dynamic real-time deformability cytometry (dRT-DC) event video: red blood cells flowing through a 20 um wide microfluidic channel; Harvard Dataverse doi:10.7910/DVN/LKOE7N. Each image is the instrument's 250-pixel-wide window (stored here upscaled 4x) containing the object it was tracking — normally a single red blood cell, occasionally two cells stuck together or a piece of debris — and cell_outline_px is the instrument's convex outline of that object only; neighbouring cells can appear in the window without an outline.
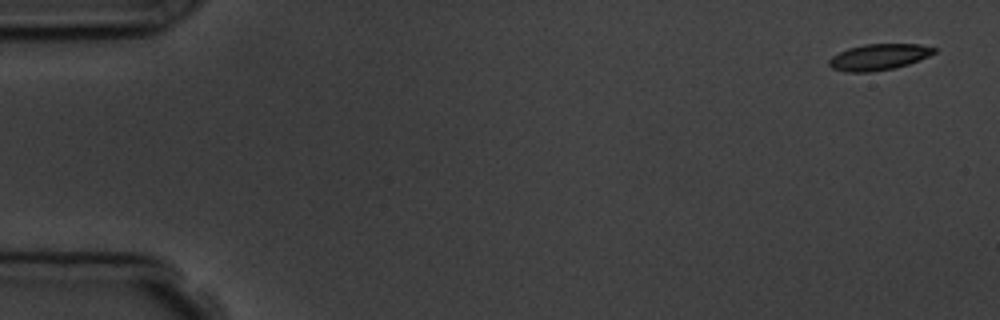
{"species": "common noctule bat (a hibernating species)", "species_latin": "Nyctalus noctula", "temperature_condition": "room temperature", "stored_images_in_passage": 5, "camera_frame_rate_fps": 3000, "um_per_image_px": 0.085, "animal": {"sex": "male", "body_mass_g": 19.5, "forearm_length_mm": 54.6}, "frame": {"image": 1, "passage_image": 1, "time_ms": 0.0, "image_size_px": [1000, 320], "cell_outline_px": [[936, 52], [928, 56], [908, 64], [892, 68], [868, 72], [844, 72], [832, 68], [828, 64], [828, 60], [832, 56], [848, 48], [864, 44], [920, 44], [936, 48]], "centroid_in_image_um": [74.67, 4.84], "position_along_channel_um": 10.3, "area_um2": 15.9}}
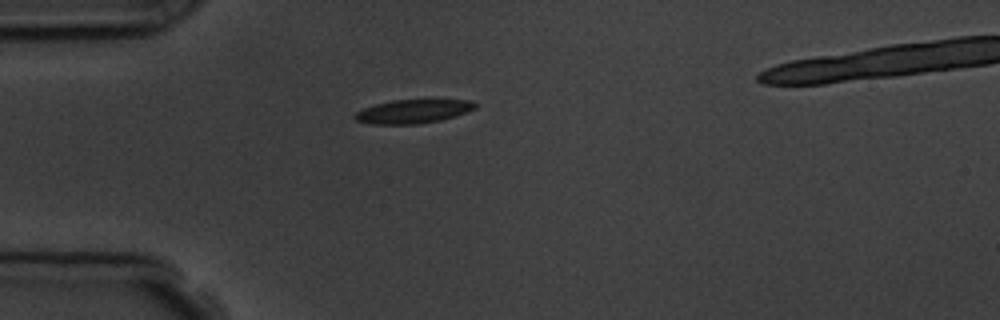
{"frame": {"image": 2, "passage_image": 4, "time_ms": 4.333, "image_size_px": [1000, 320], "cell_outline_px": [[476, 108], [468, 112], [456, 116], [440, 120], [416, 124], [372, 124], [356, 120], [352, 116], [356, 112], [364, 108], [376, 104], [392, 100], [472, 100], [476, 104]], "centroid_in_image_um": [35.12, 9.47], "position_along_channel_um": 49.9, "area_um2": 16.59}}